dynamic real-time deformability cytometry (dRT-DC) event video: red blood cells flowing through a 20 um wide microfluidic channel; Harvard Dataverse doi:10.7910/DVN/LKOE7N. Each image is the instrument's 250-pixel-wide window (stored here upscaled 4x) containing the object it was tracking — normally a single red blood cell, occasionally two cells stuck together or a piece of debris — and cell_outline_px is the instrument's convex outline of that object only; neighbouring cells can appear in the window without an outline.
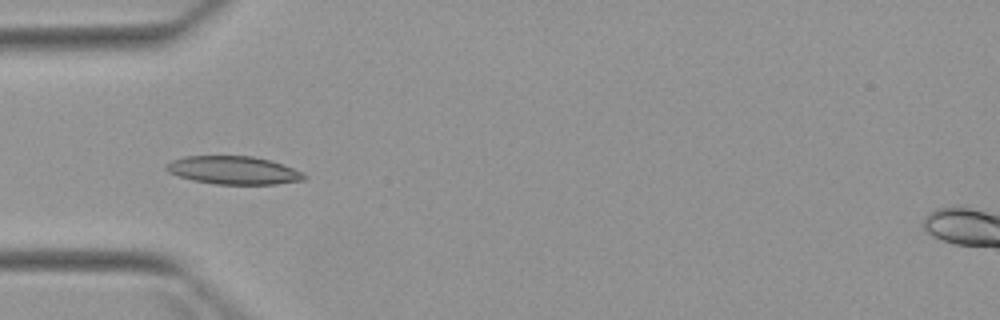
{"species": "Egyptian fruit bat (a non-hibernating species)", "species_latin": "Rousettus aegyptiacus", "temperature_condition": "warm", "stored_images_in_passage": 6, "camera_frame_rate_fps": 3000, "um_per_image_px": 0.085, "animal": {"sex": "female"}, "frame": {"image": 1, "passage_image": 4, "time_ms": 4.333, "image_size_px": [1000, 320], "cell_outline_px": [[308, 176], [304, 180], [276, 184], [216, 184], [192, 180], [168, 172], [164, 168], [164, 164], [172, 160], [184, 156], [252, 156], [268, 160], [304, 172]], "centroid_in_image_um": [19.82, 14.47], "position_along_channel_um": 65.2, "area_um2": 22.54}}
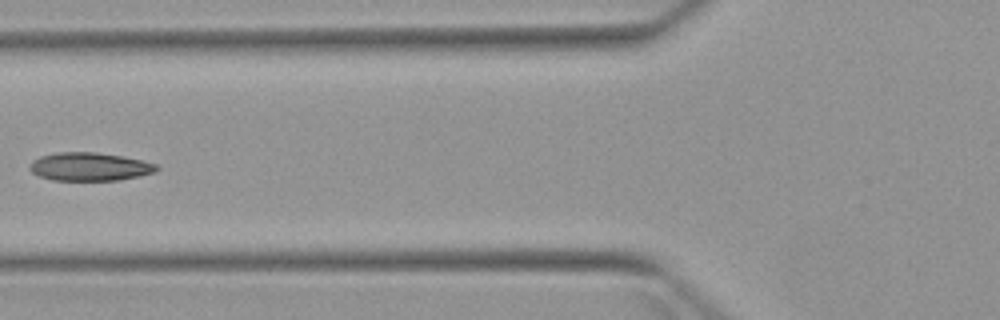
{"frame": {"image": 2, "passage_image": 5, "time_ms": 5.667, "image_size_px": [1000, 320], "cell_outline_px": [[160, 168], [156, 172], [140, 176], [120, 180], [52, 180], [40, 176], [32, 172], [28, 168], [28, 164], [32, 160], [40, 156], [56, 152], [96, 152], [124, 156], [156, 164]], "centroid_in_image_um": [7.61, 14.16], "position_along_channel_um": 118.2, "area_um2": 21.1}}
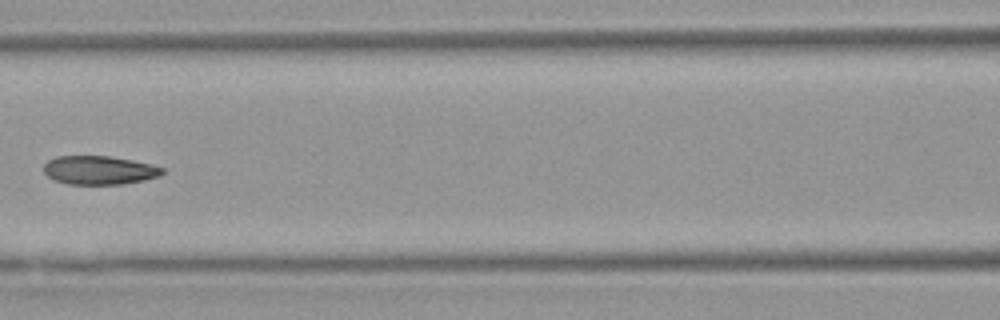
{"frame": {"image": 3, "passage_image": 6, "time_ms": 6.667, "image_size_px": [1000, 320], "cell_outline_px": [[164, 172], [160, 176], [144, 180], [120, 184], [68, 184], [52, 180], [44, 172], [44, 164], [48, 160], [56, 156], [108, 156], [132, 160], [152, 164], [164, 168]], "centroid_in_image_um": [8.43, 14.46], "position_along_channel_um": 158.2, "area_um2": 19.88}}